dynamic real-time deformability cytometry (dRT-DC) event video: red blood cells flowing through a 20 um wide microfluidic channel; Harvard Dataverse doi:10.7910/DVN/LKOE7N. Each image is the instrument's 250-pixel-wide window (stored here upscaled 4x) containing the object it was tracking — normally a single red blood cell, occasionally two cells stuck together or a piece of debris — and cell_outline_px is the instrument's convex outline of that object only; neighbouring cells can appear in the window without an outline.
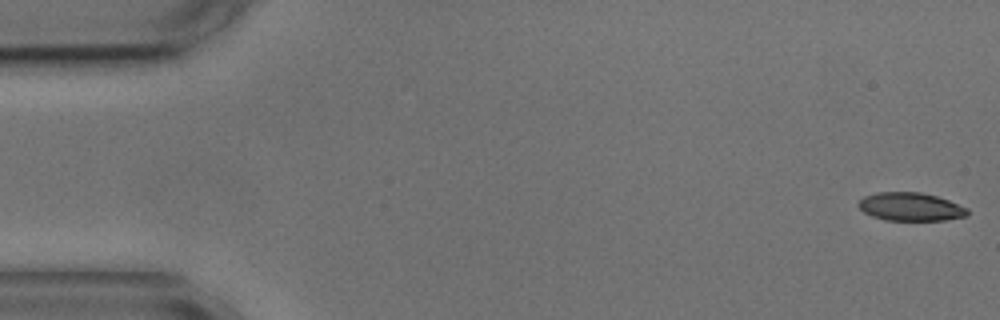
{"species": "common noctule bat (a hibernating species)", "species_latin": "Nyctalus noctula", "temperature_condition": "cold", "stored_images_in_passage": 4, "camera_frame_rate_fps": 3000, "um_per_image_px": 0.085, "animal": {"sex": "male", "body_mass_g": 17.9, "forearm_length_mm": 54.2}, "frame": {"image": 1, "passage_image": 1, "time_ms": 0.0, "image_size_px": [1000, 320], "cell_outline_px": [[968, 216], [944, 220], [884, 220], [872, 216], [864, 212], [856, 204], [864, 196], [876, 192], [920, 192], [936, 196], [948, 200], [968, 208]], "centroid_in_image_um": [77.38, 17.57], "position_along_channel_um": 7.6, "area_um2": 17.98}}
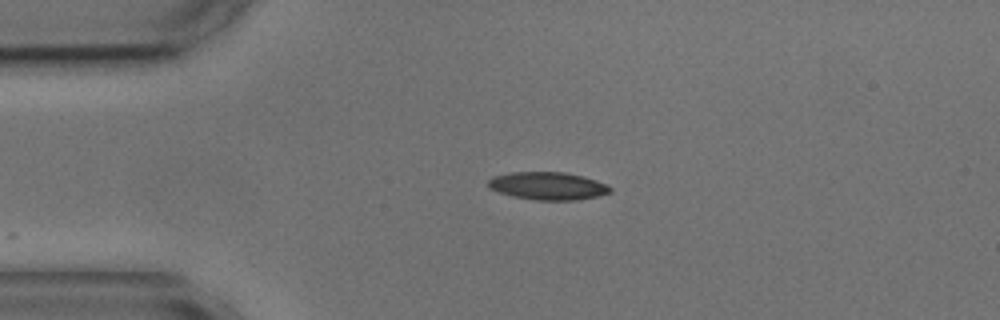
{"frame": {"image": 2, "passage_image": 4, "time_ms": 3.667, "image_size_px": [1000, 320], "cell_outline_px": [[612, 192], [600, 196], [576, 200], [536, 200], [512, 196], [488, 188], [488, 180], [492, 176], [512, 172], [564, 172], [596, 180], [612, 188]], "centroid_in_image_um": [46.56, 15.81], "position_along_channel_um": 38.4, "area_um2": 19.71}}